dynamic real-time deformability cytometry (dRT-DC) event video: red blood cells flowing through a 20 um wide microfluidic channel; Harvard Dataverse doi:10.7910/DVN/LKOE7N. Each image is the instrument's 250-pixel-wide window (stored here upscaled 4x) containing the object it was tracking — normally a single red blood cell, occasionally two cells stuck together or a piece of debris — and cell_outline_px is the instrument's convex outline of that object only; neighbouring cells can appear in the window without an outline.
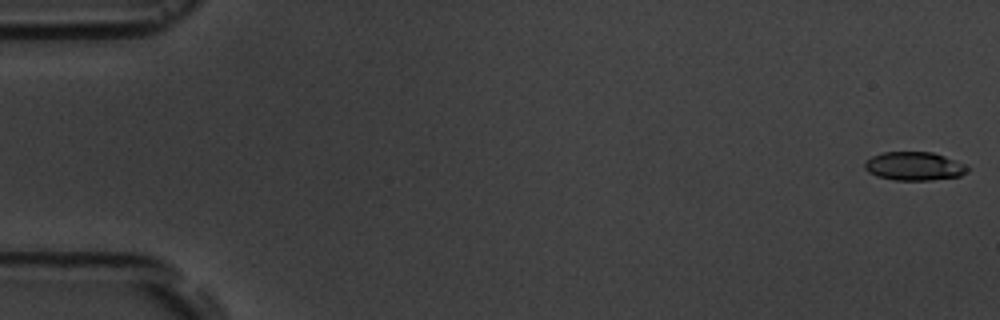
{"species": "common noctule bat (a hibernating species)", "species_latin": "Nyctalus noctula", "temperature_condition": "room temperature", "stored_images_in_passage": 17, "camera_frame_rate_fps": 3000, "um_per_image_px": 0.085, "animal": {"sex": "male", "body_mass_g": 19.5, "forearm_length_mm": 54.6}, "frame": {"image": 1, "passage_image": 1, "time_ms": 0.0, "image_size_px": [1000, 320], "cell_outline_px": [[968, 168], [960, 176], [928, 180], [896, 180], [876, 176], [868, 172], [864, 168], [864, 160], [872, 156], [884, 152], [932, 152], [944, 156], [964, 164]], "centroid_in_image_um": [77.63, 14.12], "position_along_channel_um": 7.4, "area_um2": 16.94}}
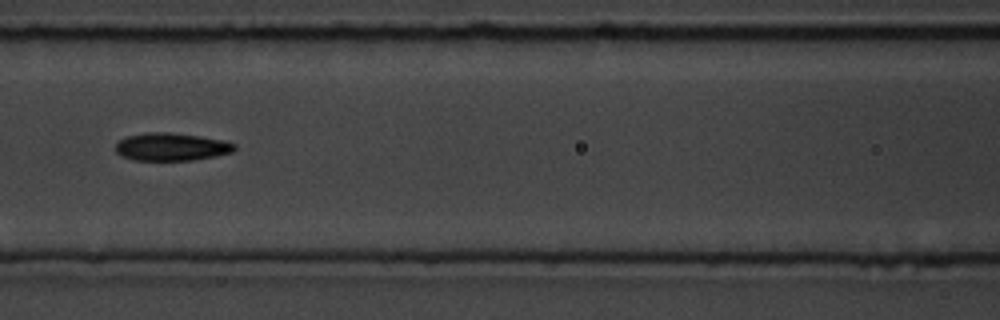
{"frame": {"image": 2, "passage_image": 8, "time_ms": 8.0, "image_size_px": [1000, 320], "cell_outline_px": [[236, 148], [232, 152], [216, 156], [192, 160], [132, 160], [120, 156], [116, 152], [116, 144], [120, 140], [128, 136], [148, 132], [168, 132], [200, 136], [228, 140], [236, 144]], "centroid_in_image_um": [14.6, 12.48], "position_along_channel_um": 152.0, "area_um2": 19.42}}
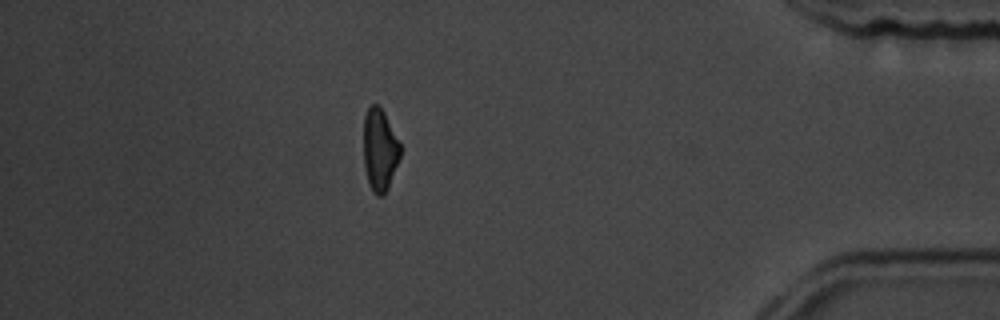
{"frame": {"image": 3, "passage_image": 15, "time_ms": 16.0, "image_size_px": [1000, 320], "cell_outline_px": [[400, 156], [388, 188], [384, 196], [376, 196], [372, 192], [368, 184], [364, 164], [364, 116], [368, 108], [372, 104], [380, 104], [400, 144]], "centroid_in_image_um": [32.26, 12.75], "position_along_channel_um": 402.9, "area_um2": 17.63}, "authors_computed_cell_mechanics": {"area_um2": 17.9758, "velocity_mm_per_s": 3.6862, "shape_relaxation_time_tau1_ms": 5.0989, "shape_relaxation_time_tau2_ms": 3.0014, "deformation_change_tau1": 0.1596, "deformation_change_tau2": 0.0979}}